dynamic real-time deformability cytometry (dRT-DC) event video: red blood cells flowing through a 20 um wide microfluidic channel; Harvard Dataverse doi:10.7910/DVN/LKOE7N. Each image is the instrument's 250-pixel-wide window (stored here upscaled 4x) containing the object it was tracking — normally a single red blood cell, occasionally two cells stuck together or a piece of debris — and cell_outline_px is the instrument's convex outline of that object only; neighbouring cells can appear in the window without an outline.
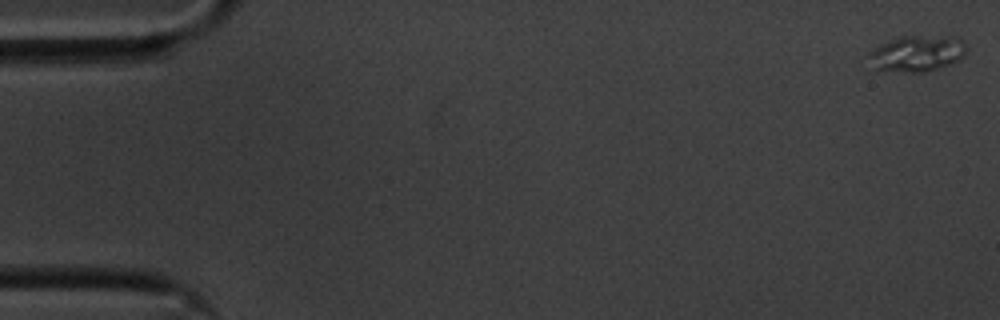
{"species": "common noctule bat (a hibernating species)", "species_latin": "Nyctalus noctula", "temperature_condition": "cold", "stored_images_in_passage": 57, "camera_frame_rate_fps": 3000, "um_per_image_px": 0.085, "animal": {"sex": "male", "body_mass_g": 20.1, "forearm_length_mm": 53.5}, "frame": {"image": 1, "passage_image": 1, "time_ms": 0.0, "image_size_px": [1000, 320], "cell_outline_px": [[968, 48], [964, 56], [948, 64], [924, 72], [912, 72], [876, 68], [868, 56], [868, 52], [900, 36], [960, 36], [964, 40]], "centroid_in_image_um": [78.05, 4.51], "position_along_channel_um": 7.0, "area_um2": 20.11}}
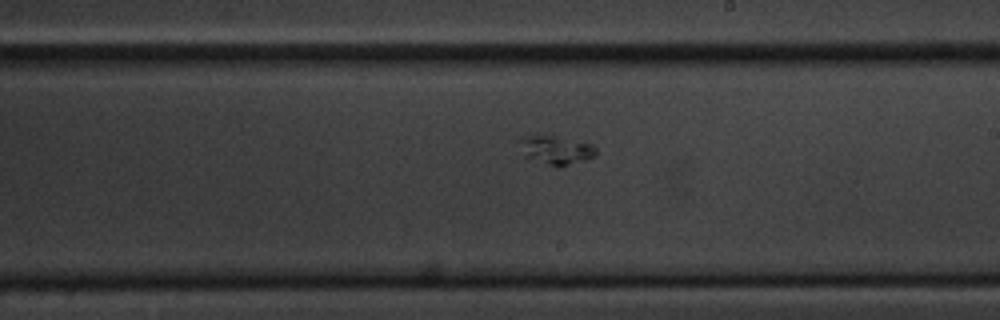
{"frame": {"image": 2, "passage_image": 33, "time_ms": 10.667, "image_size_px": [1000, 320], "cell_outline_px": [[596, 156], [584, 160], [568, 164], [548, 164], [524, 156], [524, 136], [552, 136], [592, 144], [596, 148]], "centroid_in_image_um": [47.36, 12.74], "position_along_channel_um": 241.6, "area_um2": 11.68}}
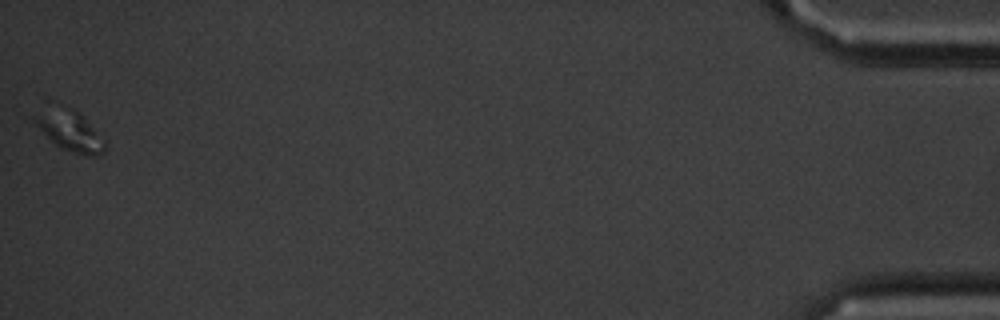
{"frame": {"image": 3, "passage_image": 57, "time_ms": 18.667, "image_size_px": [1000, 320], "cell_outline_px": [[104, 152], [100, 156], [92, 156], [60, 148], [32, 120], [32, 116], [68, 108], [72, 108], [80, 112], [84, 116], [104, 140]], "centroid_in_image_um": [6.04, 11.18], "position_along_channel_um": 429.2, "area_um2": 15.32}}